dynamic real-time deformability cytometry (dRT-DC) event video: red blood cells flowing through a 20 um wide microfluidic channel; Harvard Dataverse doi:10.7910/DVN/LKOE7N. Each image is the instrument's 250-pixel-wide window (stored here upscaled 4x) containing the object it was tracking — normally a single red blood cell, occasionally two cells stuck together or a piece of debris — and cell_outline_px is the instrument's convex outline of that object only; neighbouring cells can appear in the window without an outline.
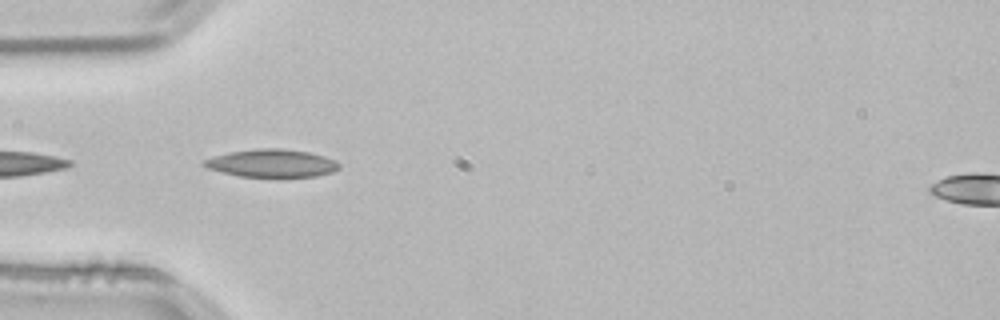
{"species": "common noctule bat (a hibernating species)", "species_latin": "Nyctalus noctula", "temperature_condition": "room temperature", "stored_images_in_passage": 7, "camera_frame_rate_fps": 3000, "um_per_image_px": 0.085, "animal": {"sex": "male", "body_mass_g": 21.5, "forearm_length_mm": 52.0}, "frame": {"image": 1, "passage_image": 2, "time_ms": 0.333, "image_size_px": [1000, 320], "cell_outline_px": [[340, 168], [332, 172], [316, 176], [240, 176], [208, 168], [200, 164], [204, 160], [212, 156], [228, 152], [256, 148], [280, 148], [308, 152], [324, 156], [336, 160], [340, 164]], "centroid_in_image_um": [23.1, 13.85], "position_along_channel_um": 61.9, "area_um2": 21.79}}